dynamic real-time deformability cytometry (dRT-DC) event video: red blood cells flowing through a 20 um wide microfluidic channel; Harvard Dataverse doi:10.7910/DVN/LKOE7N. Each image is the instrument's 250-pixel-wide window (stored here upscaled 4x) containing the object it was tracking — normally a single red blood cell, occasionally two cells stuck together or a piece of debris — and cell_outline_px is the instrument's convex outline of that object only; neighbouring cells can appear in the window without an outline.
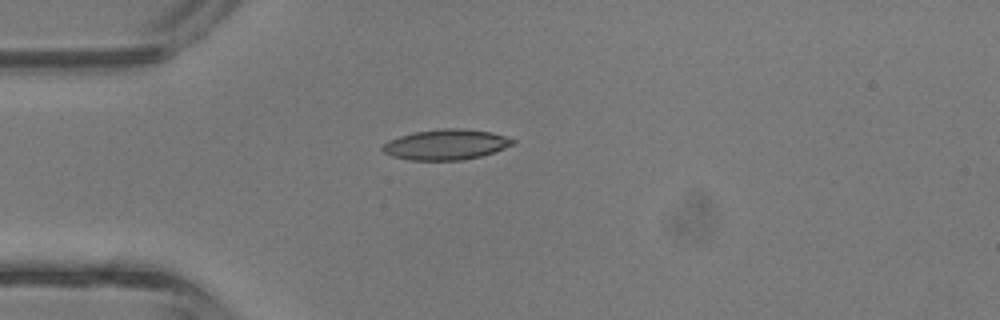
{"species": "common noctule bat (a hibernating species)", "species_latin": "Nyctalus noctula", "temperature_condition": "room temperature", "stored_images_in_passage": 32, "camera_frame_rate_fps": 3000, "um_per_image_px": 0.085, "animal": {"sex": "male", "body_mass_g": 13.3}, "frame": {"image": 1, "passage_image": 1, "time_ms": 0.0, "image_size_px": [1000, 320], "cell_outline_px": [[516, 144], [480, 156], [460, 160], [412, 160], [392, 156], [384, 152], [380, 148], [388, 140], [412, 132], [444, 128], [464, 128], [492, 132], [516, 140]], "centroid_in_image_um": [37.91, 12.27], "position_along_channel_um": 47.1, "area_um2": 23.06}}
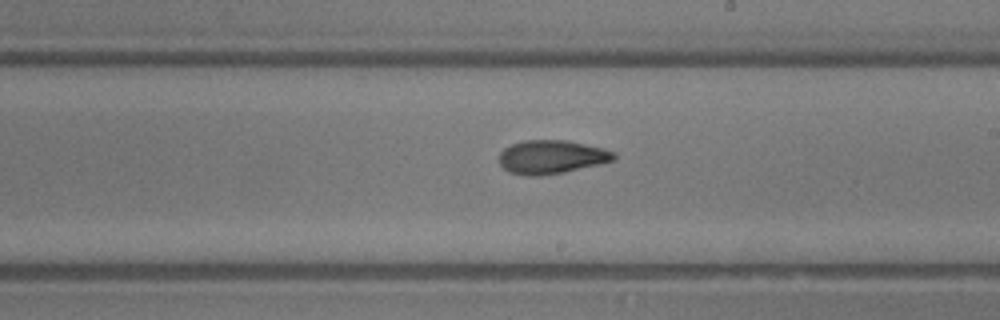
{"frame": {"image": 2, "passage_image": 14, "time_ms": 4.333, "image_size_px": [1000, 320], "cell_outline_px": [[616, 160], [600, 164], [564, 172], [540, 176], [524, 176], [508, 172], [500, 164], [500, 152], [504, 148], [512, 144], [524, 140], [568, 140], [604, 148], [616, 152]], "centroid_in_image_um": [46.9, 13.34], "position_along_channel_um": 242.1, "area_um2": 22.72}}
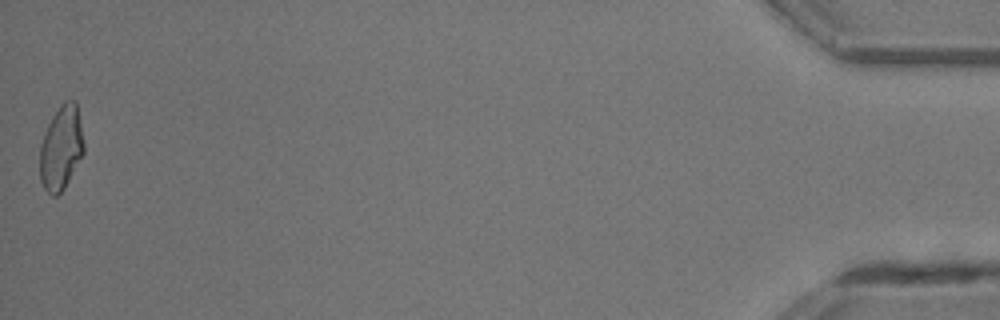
{"frame": {"image": 3, "passage_image": 32, "time_ms": 10.333, "image_size_px": [1000, 320], "cell_outline_px": [[84, 152], [64, 188], [56, 196], [52, 196], [44, 188], [40, 180], [40, 144], [44, 132], [52, 116], [60, 104], [64, 100], [76, 100], [84, 144]], "centroid_in_image_um": [5.19, 12.55], "position_along_channel_um": 430.0, "area_um2": 21.56}, "authors_computed_cell_mechanics": {"area_um2": 21.8773, "velocity_mm_per_s": 4.8336, "shape_relaxation_time_tau1_ms": 5.896, "shape_relaxation_time_tau2_ms": 1.7146, "deformation_change_tau1": 0.1924, "deformation_change_tau2": 0.0827}}